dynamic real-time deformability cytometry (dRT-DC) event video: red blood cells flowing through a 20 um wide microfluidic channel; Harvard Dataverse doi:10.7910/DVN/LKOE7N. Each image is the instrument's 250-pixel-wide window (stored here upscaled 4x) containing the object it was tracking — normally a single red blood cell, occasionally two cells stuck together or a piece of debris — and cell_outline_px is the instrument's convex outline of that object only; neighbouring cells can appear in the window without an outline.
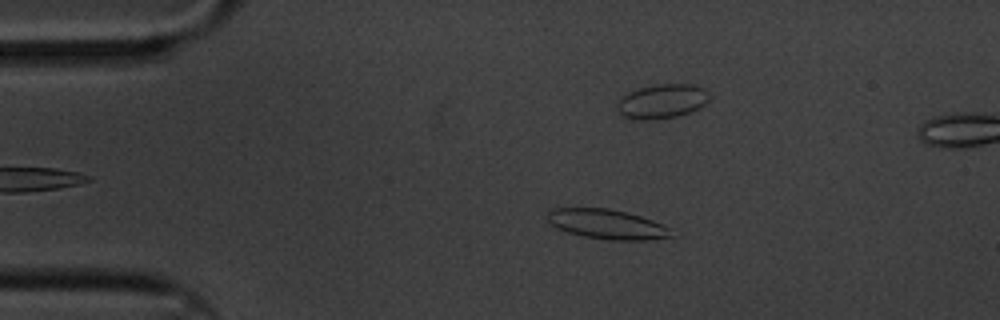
{"species": "common noctule bat (a hibernating species)", "species_latin": "Nyctalus noctula", "temperature_condition": "cold", "stored_images_in_passage": 60, "camera_frame_rate_fps": 3000, "um_per_image_px": 0.085, "animal": {"sex": "male", "body_mass_g": 20.1, "forearm_length_mm": 53.5}, "frame": {"image": 1, "passage_image": 11, "time_ms": 3.333, "image_size_px": [1000, 320], "cell_outline_px": [[672, 236], [648, 240], [608, 240], [584, 236], [568, 232], [552, 224], [548, 220], [548, 212], [552, 208], [608, 208], [640, 216], [652, 220], [672, 228]], "centroid_in_image_um": [51.63, 19.06], "position_along_channel_um": 33.4, "area_um2": 21.21}}
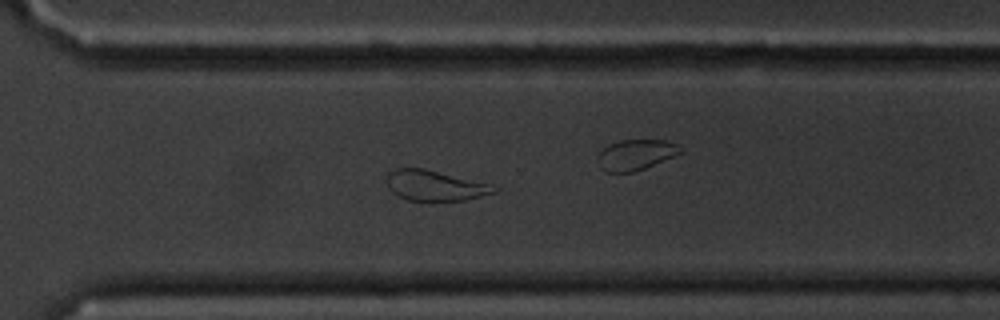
{"frame": {"image": 2, "passage_image": 42, "time_ms": 13.667, "image_size_px": [1000, 320], "cell_outline_px": [[500, 188], [496, 192], [464, 200], [436, 204], [408, 200], [392, 192], [388, 188], [388, 172], [392, 168], [424, 168], [488, 184]], "centroid_in_image_um": [36.94, 15.82], "position_along_channel_um": 333.7, "area_um2": 19.42}}
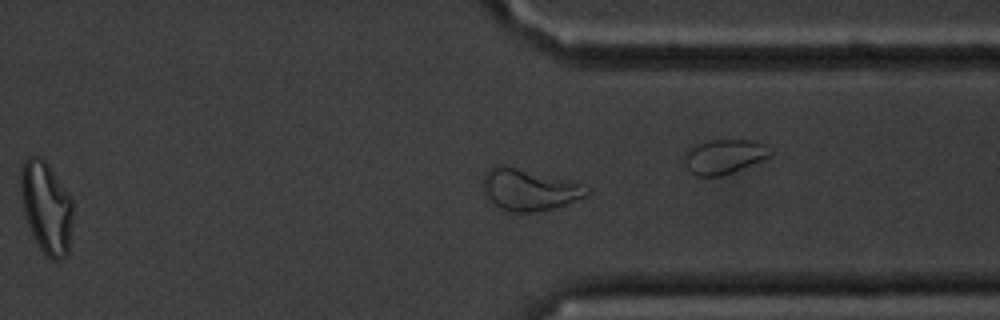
{"frame": {"image": 3, "passage_image": 45, "time_ms": 14.667, "image_size_px": [1000, 320], "cell_outline_px": [[592, 188], [588, 196], [556, 208], [540, 212], [508, 212], [492, 204], [484, 196], [484, 172], [488, 168], [496, 164], [504, 164], [568, 180]], "centroid_in_image_um": [44.97, 16.13], "position_along_channel_um": 366.4, "area_um2": 25.72}, "authors_computed_cell_mechanics": {"area_um2": 21.2415, "velocity_mm_per_s": 3.3026, "shape_relaxation_time_tau1_ms": 6.9153, "shape_relaxation_time_tau2_ms": 1.7797, "deformation_change_tau1": 0.1806, "deformation_change_tau2": 0.0831}}